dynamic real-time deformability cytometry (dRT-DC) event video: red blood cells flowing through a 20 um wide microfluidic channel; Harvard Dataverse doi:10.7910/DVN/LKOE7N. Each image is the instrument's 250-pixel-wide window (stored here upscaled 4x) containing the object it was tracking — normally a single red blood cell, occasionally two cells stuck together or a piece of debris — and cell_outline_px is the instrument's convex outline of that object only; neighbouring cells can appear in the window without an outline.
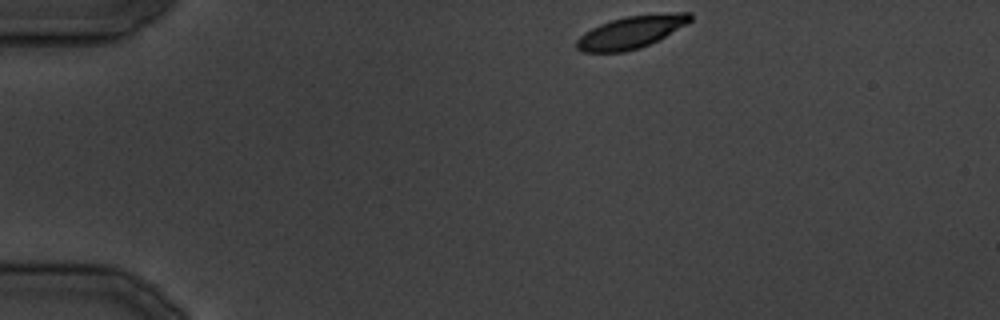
{"species": "common noctule bat (a hibernating species)", "species_latin": "Nyctalus noctula", "temperature_condition": "cold", "stored_images_in_passage": 23, "camera_frame_rate_fps": 3000, "um_per_image_px": 0.085, "animal": {"sex": "male", "body_mass_g": 19.5, "forearm_length_mm": 54.6}, "frame": {"image": 1, "passage_image": 1, "time_ms": 0.0, "image_size_px": [1000, 320], "cell_outline_px": [[692, 20], [664, 36], [640, 48], [624, 52], [584, 52], [576, 48], [576, 40], [584, 32], [600, 24], [612, 20], [628, 16], [676, 12], [692, 12]], "centroid_in_image_um": [53.62, 2.73], "position_along_channel_um": 31.4, "area_um2": 21.1}}